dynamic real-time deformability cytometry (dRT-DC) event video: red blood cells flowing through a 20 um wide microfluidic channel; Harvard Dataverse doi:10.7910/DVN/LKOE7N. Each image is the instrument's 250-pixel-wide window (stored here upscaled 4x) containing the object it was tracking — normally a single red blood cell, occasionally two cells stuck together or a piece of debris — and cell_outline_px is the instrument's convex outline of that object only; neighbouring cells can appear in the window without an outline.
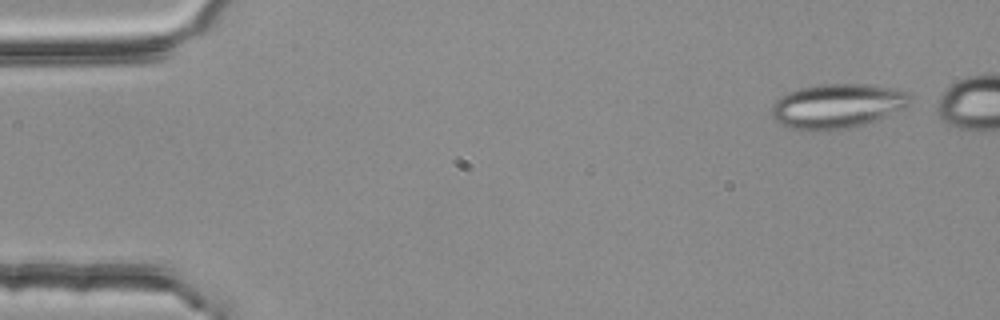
{"species": "common noctule bat (a hibernating species)", "species_latin": "Nyctalus noctula", "temperature_condition": "room temperature", "stored_images_in_passage": 5, "camera_frame_rate_fps": 3000, "um_per_image_px": 0.085, "animal": {"sex": "female", "body_mass_g": 25.1}, "frame": {"image": 1, "passage_image": 1, "time_ms": 0.0, "image_size_px": [1000, 320], "cell_outline_px": [[912, 100], [904, 108], [864, 124], [848, 128], [820, 132], [800, 132], [788, 128], [780, 124], [772, 116], [772, 104], [780, 96], [788, 92], [800, 88], [820, 84], [864, 84], [888, 88], [908, 92], [912, 96]], "centroid_in_image_um": [71.09, 9.04], "position_along_channel_um": 13.9, "area_um2": 36.18}}